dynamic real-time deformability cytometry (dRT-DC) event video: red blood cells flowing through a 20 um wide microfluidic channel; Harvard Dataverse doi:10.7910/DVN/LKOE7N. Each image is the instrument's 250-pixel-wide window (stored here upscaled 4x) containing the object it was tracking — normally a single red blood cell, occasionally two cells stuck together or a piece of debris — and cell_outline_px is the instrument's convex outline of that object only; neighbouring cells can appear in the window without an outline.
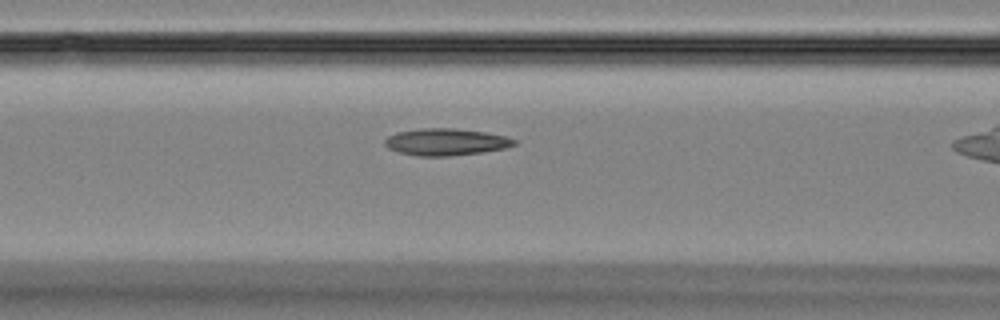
{"species": "Egyptian fruit bat (a non-hibernating species)", "species_latin": "Rousettus aegyptiacus", "temperature_condition": "room temperature", "stored_images_in_passage": 40, "camera_frame_rate_fps": 3000, "um_per_image_px": 0.085, "animal": {"sex": "female"}, "frame": {"image": 1, "passage_image": 9, "time_ms": 2.667, "image_size_px": [1000, 320], "cell_outline_px": [[516, 144], [504, 148], [480, 152], [448, 156], [416, 156], [396, 152], [388, 148], [384, 144], [384, 140], [388, 136], [396, 132], [420, 128], [452, 128], [484, 132], [508, 136], [516, 140]], "centroid_in_image_um": [37.85, 12.06], "position_along_channel_um": 128.7, "area_um2": 20.35}}
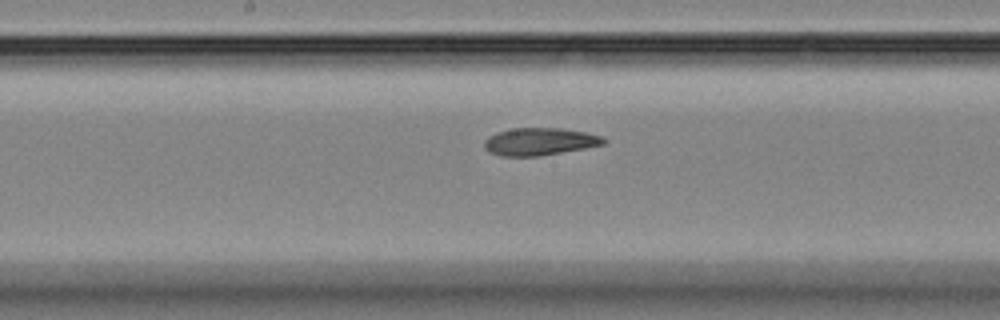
{"frame": {"image": 2, "passage_image": 15, "time_ms": 4.667, "image_size_px": [1000, 320], "cell_outline_px": [[608, 140], [604, 144], [584, 148], [540, 156], [500, 156], [488, 152], [484, 148], [484, 140], [488, 136], [496, 132], [512, 128], [560, 128], [584, 132], [600, 136]], "centroid_in_image_um": [45.81, 12.04], "position_along_channel_um": 202.4, "area_um2": 19.13}}
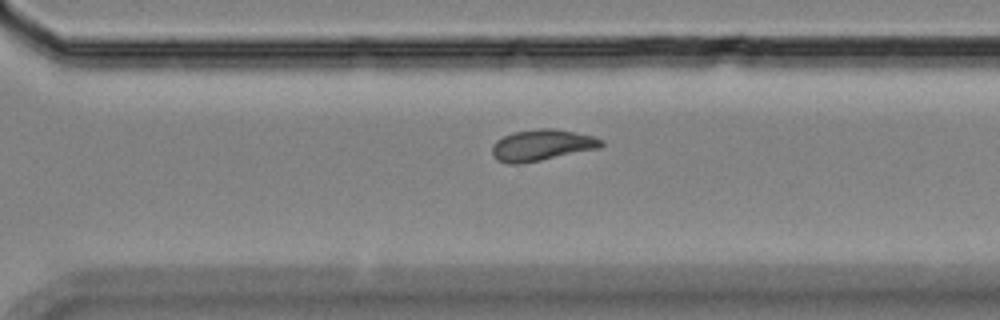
{"frame": {"image": 3, "passage_image": 25, "time_ms": 8.0, "image_size_px": [1000, 320], "cell_outline_px": [[604, 144], [600, 148], [520, 164], [508, 164], [496, 160], [492, 156], [492, 144], [496, 140], [512, 132], [536, 128], [552, 128], [592, 136], [604, 140]], "centroid_in_image_um": [46.01, 12.34], "position_along_channel_um": 324.6, "area_um2": 19.94}, "authors_computed_cell_mechanics": {"area_um2": 19.1607, "velocity_mm_per_s": 3.6814, "shape_relaxation_time_tau1_ms": 6.1482, "shape_relaxation_time_tau2_ms": 2.3405, "deformation_change_tau1": 0.183, "deformation_change_tau2": 0.0904}}